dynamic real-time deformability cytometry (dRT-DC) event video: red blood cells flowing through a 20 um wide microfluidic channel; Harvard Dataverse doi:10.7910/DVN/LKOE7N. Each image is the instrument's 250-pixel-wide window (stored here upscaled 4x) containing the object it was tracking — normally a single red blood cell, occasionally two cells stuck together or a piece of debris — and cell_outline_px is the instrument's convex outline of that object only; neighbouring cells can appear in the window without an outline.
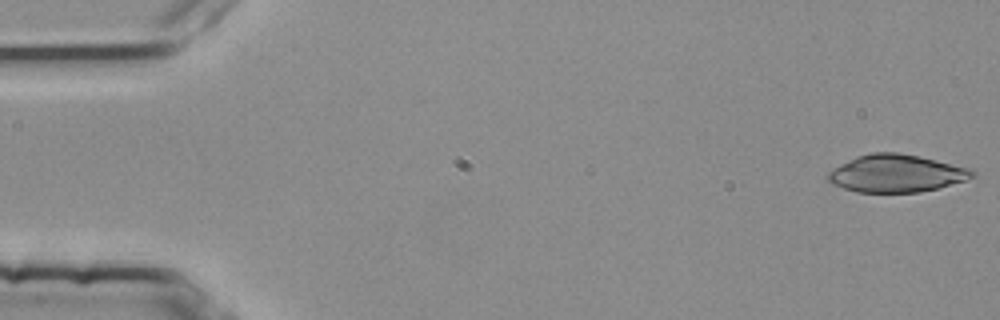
{"species": "common noctule bat (a hibernating species)", "species_latin": "Nyctalus noctula", "temperature_condition": "room temperature", "stored_images_in_passage": 53, "camera_frame_rate_fps": 3000, "um_per_image_px": 0.085, "animal": {"sex": "female", "body_mass_g": 25.1}, "frame": {"image": 1, "passage_image": 1, "time_ms": 0.0, "image_size_px": [1000, 320], "cell_outline_px": [[976, 176], [964, 180], [936, 188], [920, 192], [856, 192], [832, 184], [824, 176], [828, 172], [840, 164], [856, 156], [872, 152], [896, 152], [920, 156], [968, 168], [976, 172]], "centroid_in_image_um": [76.13, 14.73], "position_along_channel_um": 8.9, "area_um2": 31.44}}
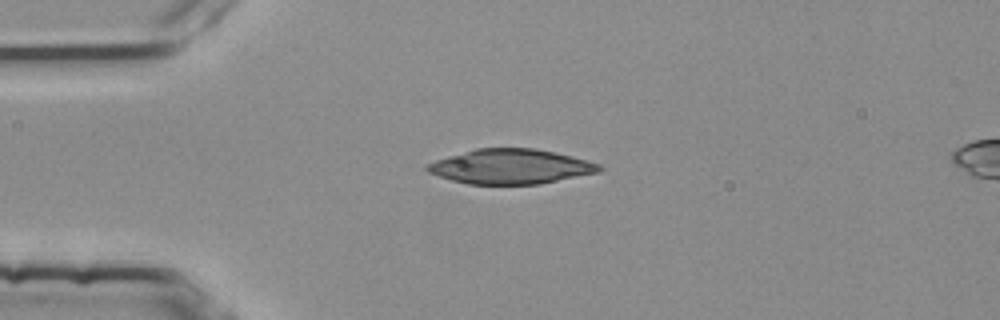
{"frame": {"image": 2, "passage_image": 13, "time_ms": 4.0, "image_size_px": [1000, 320], "cell_outline_px": [[604, 168], [600, 172], [540, 184], [468, 184], [452, 180], [428, 172], [424, 168], [428, 164], [436, 160], [448, 156], [476, 148], [532, 148], [572, 156], [588, 160], [600, 164]], "centroid_in_image_um": [43.44, 14.16], "position_along_channel_um": 41.6, "area_um2": 34.74}}
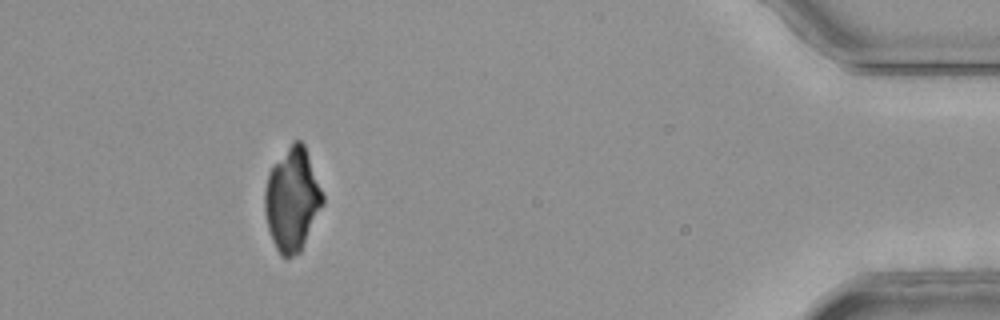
{"frame": {"image": 3, "passage_image": 49, "time_ms": 16.0, "image_size_px": [1000, 320], "cell_outline_px": [[324, 204], [300, 252], [284, 260], [280, 256], [272, 240], [268, 228], [264, 212], [264, 192], [268, 172], [292, 140], [300, 140], [304, 144], [324, 196]], "centroid_in_image_um": [24.82, 16.98], "position_along_channel_um": 410.4, "area_um2": 34.97}}